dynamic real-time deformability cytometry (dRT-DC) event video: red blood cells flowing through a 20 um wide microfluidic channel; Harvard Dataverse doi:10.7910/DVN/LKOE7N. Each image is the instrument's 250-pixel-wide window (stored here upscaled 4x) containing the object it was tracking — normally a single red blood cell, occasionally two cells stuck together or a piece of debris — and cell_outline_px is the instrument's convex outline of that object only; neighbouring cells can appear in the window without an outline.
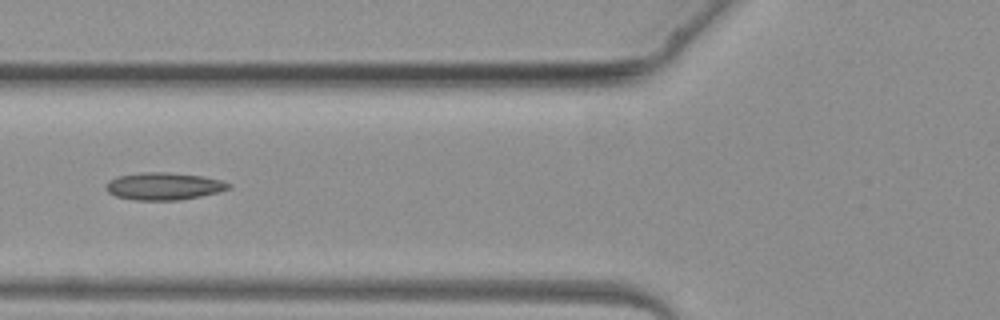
{"species": "common noctule bat (a hibernating species)", "species_latin": "Nyctalus noctula", "temperature_condition": "warm", "stored_images_in_passage": 5, "camera_frame_rate_fps": 3000, "um_per_image_px": 0.085, "animal": {"sex": "female", "body_mass_g": 19.3, "forearm_length_mm": 54.1}, "frame": {"image": 1, "passage_image": 5, "time_ms": 4.667, "image_size_px": [1000, 320], "cell_outline_px": [[232, 188], [220, 192], [180, 200], [132, 200], [116, 196], [108, 192], [104, 188], [108, 180], [116, 176], [140, 172], [168, 172], [204, 176], [220, 180], [232, 184]], "centroid_in_image_um": [13.92, 15.82], "position_along_channel_um": 111.9, "area_um2": 19.88}}